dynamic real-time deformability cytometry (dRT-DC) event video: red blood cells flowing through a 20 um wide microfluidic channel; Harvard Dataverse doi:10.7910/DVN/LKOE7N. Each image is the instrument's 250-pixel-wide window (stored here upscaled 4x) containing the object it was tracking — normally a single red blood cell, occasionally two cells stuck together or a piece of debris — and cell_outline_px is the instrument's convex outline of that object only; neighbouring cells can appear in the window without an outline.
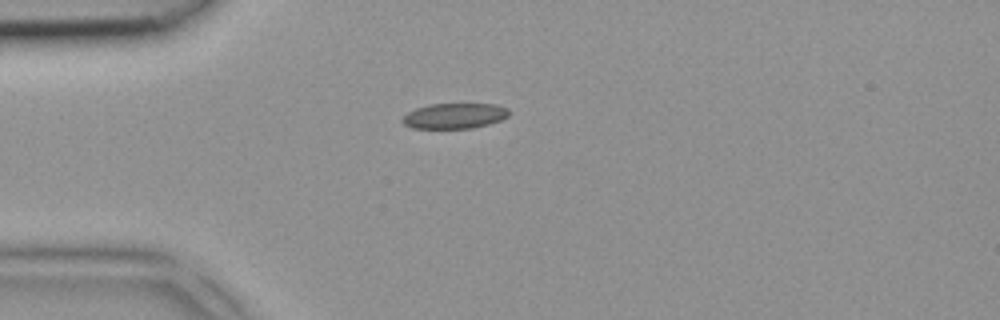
{"species": "common noctule bat (a hibernating species)", "species_latin": "Nyctalus noctula", "temperature_condition": "room temperature", "stored_images_in_passage": 1, "camera_frame_rate_fps": 3000, "um_per_image_px": 0.085, "animal": {"sex": "female", "body_mass_g": 18.4}, "frame": {"image": 1, "passage_image": 1, "time_ms": 0.0, "image_size_px": [1000, 320], "cell_outline_px": [[508, 116], [500, 120], [488, 124], [472, 128], [412, 128], [404, 124], [400, 120], [408, 112], [416, 108], [428, 104], [496, 104], [508, 108]], "centroid_in_image_um": [38.62, 9.84], "position_along_channel_um": 46.4, "area_um2": 15.72}}